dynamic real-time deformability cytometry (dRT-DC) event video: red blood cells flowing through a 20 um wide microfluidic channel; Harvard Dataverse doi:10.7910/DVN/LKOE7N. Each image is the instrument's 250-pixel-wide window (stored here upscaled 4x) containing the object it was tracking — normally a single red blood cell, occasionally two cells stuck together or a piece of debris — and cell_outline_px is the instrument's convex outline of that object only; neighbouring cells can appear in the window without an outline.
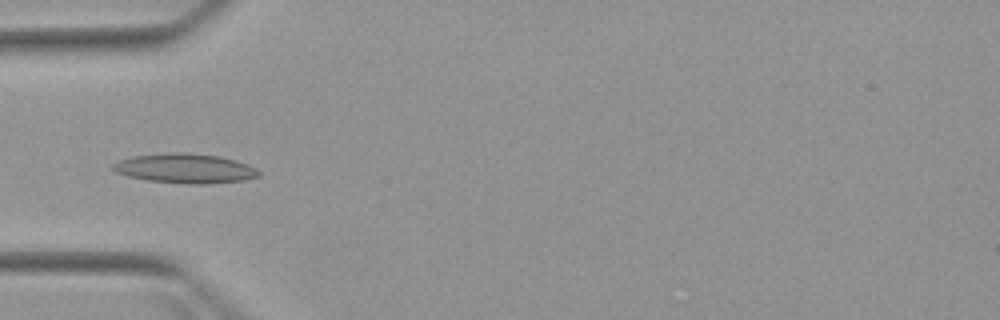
{"species": "Egyptian fruit bat (a non-hibernating species)", "species_latin": "Rousettus aegyptiacus", "temperature_condition": "warm", "stored_images_in_passage": 4, "camera_frame_rate_fps": 3000, "um_per_image_px": 0.085, "animal": {"sex": "female"}, "frame": {"image": 1, "passage_image": 4, "time_ms": 3.333, "image_size_px": [1000, 320], "cell_outline_px": [[260, 176], [244, 180], [204, 184], [188, 184], [148, 180], [128, 176], [116, 172], [112, 168], [112, 164], [120, 160], [132, 156], [172, 152], [184, 152], [220, 156], [236, 160], [248, 164], [256, 168], [260, 172]], "centroid_in_image_um": [15.76, 14.31], "position_along_channel_um": 69.2, "area_um2": 25.14}}